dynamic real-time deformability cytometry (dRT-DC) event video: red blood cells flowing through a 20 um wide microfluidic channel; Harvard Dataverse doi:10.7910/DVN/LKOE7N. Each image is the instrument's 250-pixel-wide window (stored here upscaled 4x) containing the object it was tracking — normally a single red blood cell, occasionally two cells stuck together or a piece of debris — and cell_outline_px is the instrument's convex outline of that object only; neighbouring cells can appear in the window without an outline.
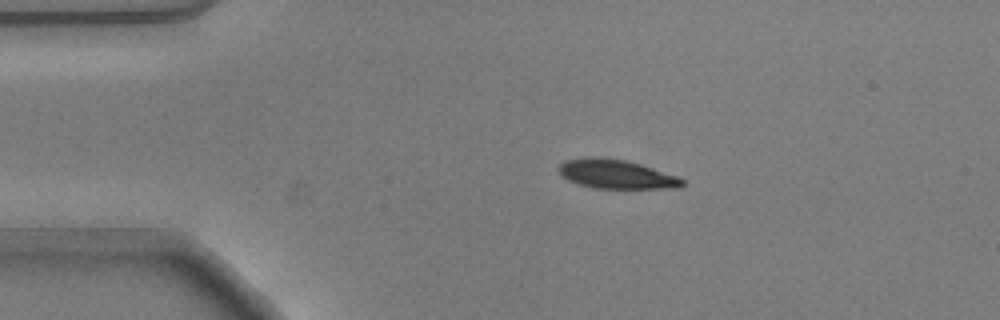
{"species": "common noctule bat (a hibernating species)", "species_latin": "Nyctalus noctula", "temperature_condition": "warm", "stored_images_in_passage": 44, "camera_frame_rate_fps": 3000, "um_per_image_px": 0.085, "animal": {"sex": "male", "body_mass_g": 20.5, "forearm_length_mm": 52.5}, "frame": {"image": 1, "passage_image": 1, "time_ms": 0.0, "image_size_px": [1000, 320], "cell_outline_px": [[684, 184], [680, 188], [596, 188], [580, 184], [568, 180], [560, 176], [556, 168], [564, 160], [588, 156], [592, 156], [624, 160], [640, 164], [680, 176], [684, 180]], "centroid_in_image_um": [52.36, 14.79], "position_along_channel_um": 32.6, "area_um2": 21.1}}
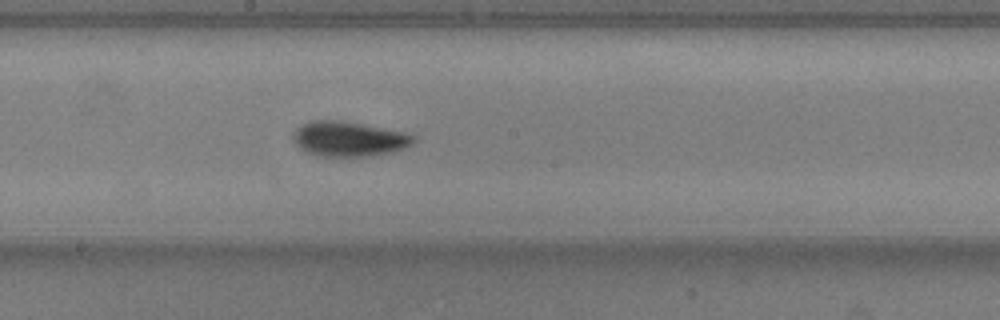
{"frame": {"image": 2, "passage_image": 19, "time_ms": 6.0, "image_size_px": [1000, 320], "cell_outline_px": [[416, 140], [412, 144], [404, 148], [388, 152], [364, 156], [316, 156], [300, 148], [296, 144], [292, 136], [292, 132], [296, 128], [304, 124], [316, 120], [336, 120], [360, 124], [404, 132], [416, 136]], "centroid_in_image_um": [29.63, 11.81], "position_along_channel_um": 218.6, "area_um2": 24.1}}
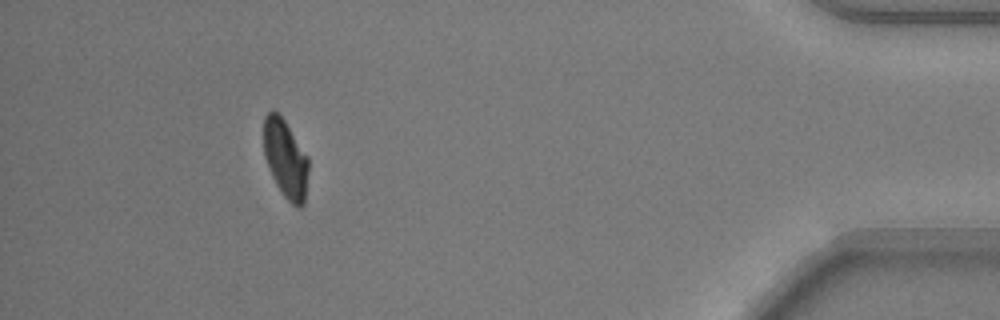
{"frame": {"image": 3, "passage_image": 39, "time_ms": 12.667, "image_size_px": [1000, 320], "cell_outline_px": [[308, 172], [304, 204], [300, 208], [296, 208], [284, 196], [276, 184], [272, 176], [264, 156], [264, 116], [272, 108], [284, 120], [308, 156]], "centroid_in_image_um": [24.27, 13.51], "position_along_channel_um": 410.9, "area_um2": 20.4}, "authors_computed_cell_mechanics": {"area_um2": 22.4842, "velocity_mm_per_s": 3.7907, "shape_relaxation_time_tau1_ms": 2.4255, "shape_relaxation_time_tau2_ms": 1.2008, "deformation_change_tau1": 0.1285, "deformation_change_tau2": 0.0467}}